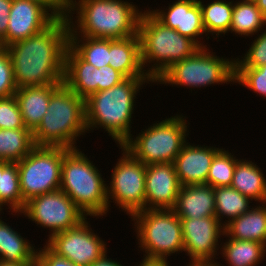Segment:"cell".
Masks as SVG:
<instances>
[{
	"label": "cell",
	"instance_id": "603a6c76",
	"mask_svg": "<svg viewBox=\"0 0 266 266\" xmlns=\"http://www.w3.org/2000/svg\"><path fill=\"white\" fill-rule=\"evenodd\" d=\"M224 238L257 241L266 246V203L253 206L224 226Z\"/></svg>",
	"mask_w": 266,
	"mask_h": 266
},
{
	"label": "cell",
	"instance_id": "e575fe53",
	"mask_svg": "<svg viewBox=\"0 0 266 266\" xmlns=\"http://www.w3.org/2000/svg\"><path fill=\"white\" fill-rule=\"evenodd\" d=\"M264 31V32H263ZM257 34L245 55L235 58V67H260L266 65V28ZM243 58V59H242Z\"/></svg>",
	"mask_w": 266,
	"mask_h": 266
},
{
	"label": "cell",
	"instance_id": "8fae6325",
	"mask_svg": "<svg viewBox=\"0 0 266 266\" xmlns=\"http://www.w3.org/2000/svg\"><path fill=\"white\" fill-rule=\"evenodd\" d=\"M122 157L113 166L111 181L107 183L108 211L110 202L121 208L126 215L145 210L146 165L136 159L122 145H119ZM110 185V186H109ZM113 200V201H111Z\"/></svg>",
	"mask_w": 266,
	"mask_h": 266
},
{
	"label": "cell",
	"instance_id": "e0dca14e",
	"mask_svg": "<svg viewBox=\"0 0 266 266\" xmlns=\"http://www.w3.org/2000/svg\"><path fill=\"white\" fill-rule=\"evenodd\" d=\"M150 8L152 9V7H149V11L165 26L190 38L200 47H207L205 41H201L203 35L206 36L207 34L203 26L202 12L198 0L173 1L166 8L163 7L164 10L162 7L161 9L156 8V10Z\"/></svg>",
	"mask_w": 266,
	"mask_h": 266
},
{
	"label": "cell",
	"instance_id": "44dd1931",
	"mask_svg": "<svg viewBox=\"0 0 266 266\" xmlns=\"http://www.w3.org/2000/svg\"><path fill=\"white\" fill-rule=\"evenodd\" d=\"M61 84L21 87L14 94L17 99L24 126L32 132L47 112L52 93Z\"/></svg>",
	"mask_w": 266,
	"mask_h": 266
},
{
	"label": "cell",
	"instance_id": "ba28073f",
	"mask_svg": "<svg viewBox=\"0 0 266 266\" xmlns=\"http://www.w3.org/2000/svg\"><path fill=\"white\" fill-rule=\"evenodd\" d=\"M130 218L144 258L167 260L184 252L181 220L172 209H145Z\"/></svg>",
	"mask_w": 266,
	"mask_h": 266
},
{
	"label": "cell",
	"instance_id": "7a4b0ae2",
	"mask_svg": "<svg viewBox=\"0 0 266 266\" xmlns=\"http://www.w3.org/2000/svg\"><path fill=\"white\" fill-rule=\"evenodd\" d=\"M142 12L127 0H68L69 36L129 38L138 34Z\"/></svg>",
	"mask_w": 266,
	"mask_h": 266
},
{
	"label": "cell",
	"instance_id": "f6af8a7d",
	"mask_svg": "<svg viewBox=\"0 0 266 266\" xmlns=\"http://www.w3.org/2000/svg\"><path fill=\"white\" fill-rule=\"evenodd\" d=\"M36 264L11 263L0 261V266H35Z\"/></svg>",
	"mask_w": 266,
	"mask_h": 266
},
{
	"label": "cell",
	"instance_id": "d6986e66",
	"mask_svg": "<svg viewBox=\"0 0 266 266\" xmlns=\"http://www.w3.org/2000/svg\"><path fill=\"white\" fill-rule=\"evenodd\" d=\"M220 149L187 141L173 162L180 185L207 184L211 162Z\"/></svg>",
	"mask_w": 266,
	"mask_h": 266
},
{
	"label": "cell",
	"instance_id": "8d00e7d4",
	"mask_svg": "<svg viewBox=\"0 0 266 266\" xmlns=\"http://www.w3.org/2000/svg\"><path fill=\"white\" fill-rule=\"evenodd\" d=\"M10 55L4 47L0 50V98L14 96L17 90Z\"/></svg>",
	"mask_w": 266,
	"mask_h": 266
},
{
	"label": "cell",
	"instance_id": "4316f807",
	"mask_svg": "<svg viewBox=\"0 0 266 266\" xmlns=\"http://www.w3.org/2000/svg\"><path fill=\"white\" fill-rule=\"evenodd\" d=\"M264 25L266 27V16L257 8L254 0H233L230 33L252 37L261 32Z\"/></svg>",
	"mask_w": 266,
	"mask_h": 266
},
{
	"label": "cell",
	"instance_id": "7c38bea8",
	"mask_svg": "<svg viewBox=\"0 0 266 266\" xmlns=\"http://www.w3.org/2000/svg\"><path fill=\"white\" fill-rule=\"evenodd\" d=\"M29 221L49 231V237L61 231L76 227L87 216L75 205L71 198L61 189L40 194L29 201L22 212Z\"/></svg>",
	"mask_w": 266,
	"mask_h": 266
},
{
	"label": "cell",
	"instance_id": "ffe728a7",
	"mask_svg": "<svg viewBox=\"0 0 266 266\" xmlns=\"http://www.w3.org/2000/svg\"><path fill=\"white\" fill-rule=\"evenodd\" d=\"M172 211L180 218L215 216V192L208 184L181 186Z\"/></svg>",
	"mask_w": 266,
	"mask_h": 266
},
{
	"label": "cell",
	"instance_id": "5bb4252c",
	"mask_svg": "<svg viewBox=\"0 0 266 266\" xmlns=\"http://www.w3.org/2000/svg\"><path fill=\"white\" fill-rule=\"evenodd\" d=\"M125 79L126 77L112 66L95 68L70 46L67 47L63 83L79 97L87 99L91 94L107 90Z\"/></svg>",
	"mask_w": 266,
	"mask_h": 266
},
{
	"label": "cell",
	"instance_id": "3957f363",
	"mask_svg": "<svg viewBox=\"0 0 266 266\" xmlns=\"http://www.w3.org/2000/svg\"><path fill=\"white\" fill-rule=\"evenodd\" d=\"M149 82L155 84L150 78H126L116 86L91 94L85 99L87 131L103 128L117 146L122 145L132 135L136 96Z\"/></svg>",
	"mask_w": 266,
	"mask_h": 266
},
{
	"label": "cell",
	"instance_id": "60d3db41",
	"mask_svg": "<svg viewBox=\"0 0 266 266\" xmlns=\"http://www.w3.org/2000/svg\"><path fill=\"white\" fill-rule=\"evenodd\" d=\"M107 253L108 252L106 251L98 260L93 262L90 266H124L120 262L114 259L112 260V258H110Z\"/></svg>",
	"mask_w": 266,
	"mask_h": 266
},
{
	"label": "cell",
	"instance_id": "d590c367",
	"mask_svg": "<svg viewBox=\"0 0 266 266\" xmlns=\"http://www.w3.org/2000/svg\"><path fill=\"white\" fill-rule=\"evenodd\" d=\"M24 126L15 96L0 98V129H19Z\"/></svg>",
	"mask_w": 266,
	"mask_h": 266
},
{
	"label": "cell",
	"instance_id": "277c9868",
	"mask_svg": "<svg viewBox=\"0 0 266 266\" xmlns=\"http://www.w3.org/2000/svg\"><path fill=\"white\" fill-rule=\"evenodd\" d=\"M87 132L85 99L62 83L51 95L47 112L33 131L35 146L78 148Z\"/></svg>",
	"mask_w": 266,
	"mask_h": 266
},
{
	"label": "cell",
	"instance_id": "52a82bcc",
	"mask_svg": "<svg viewBox=\"0 0 266 266\" xmlns=\"http://www.w3.org/2000/svg\"><path fill=\"white\" fill-rule=\"evenodd\" d=\"M187 121L182 114L166 117L148 125L136 137L131 135L122 146L145 165L173 163L188 141L190 124Z\"/></svg>",
	"mask_w": 266,
	"mask_h": 266
},
{
	"label": "cell",
	"instance_id": "d6a6232c",
	"mask_svg": "<svg viewBox=\"0 0 266 266\" xmlns=\"http://www.w3.org/2000/svg\"><path fill=\"white\" fill-rule=\"evenodd\" d=\"M237 158L235 153H230L229 150L221 148L211 162L207 184L213 188L231 186L234 169L237 162L241 159Z\"/></svg>",
	"mask_w": 266,
	"mask_h": 266
},
{
	"label": "cell",
	"instance_id": "484cf974",
	"mask_svg": "<svg viewBox=\"0 0 266 266\" xmlns=\"http://www.w3.org/2000/svg\"><path fill=\"white\" fill-rule=\"evenodd\" d=\"M219 254L228 266H258L266 257V246L250 240L228 238L220 244Z\"/></svg>",
	"mask_w": 266,
	"mask_h": 266
},
{
	"label": "cell",
	"instance_id": "5b68a950",
	"mask_svg": "<svg viewBox=\"0 0 266 266\" xmlns=\"http://www.w3.org/2000/svg\"><path fill=\"white\" fill-rule=\"evenodd\" d=\"M138 35L142 67L153 82L175 62L182 61L201 48L195 41L165 26L149 9L141 14Z\"/></svg>",
	"mask_w": 266,
	"mask_h": 266
},
{
	"label": "cell",
	"instance_id": "836d02e7",
	"mask_svg": "<svg viewBox=\"0 0 266 266\" xmlns=\"http://www.w3.org/2000/svg\"><path fill=\"white\" fill-rule=\"evenodd\" d=\"M235 83L266 97V65L256 68L235 67Z\"/></svg>",
	"mask_w": 266,
	"mask_h": 266
},
{
	"label": "cell",
	"instance_id": "f35d334b",
	"mask_svg": "<svg viewBox=\"0 0 266 266\" xmlns=\"http://www.w3.org/2000/svg\"><path fill=\"white\" fill-rule=\"evenodd\" d=\"M43 6L55 19H67L68 0H30Z\"/></svg>",
	"mask_w": 266,
	"mask_h": 266
},
{
	"label": "cell",
	"instance_id": "ab89813d",
	"mask_svg": "<svg viewBox=\"0 0 266 266\" xmlns=\"http://www.w3.org/2000/svg\"><path fill=\"white\" fill-rule=\"evenodd\" d=\"M13 0H0V40L7 34L9 13Z\"/></svg>",
	"mask_w": 266,
	"mask_h": 266
},
{
	"label": "cell",
	"instance_id": "6da1fadb",
	"mask_svg": "<svg viewBox=\"0 0 266 266\" xmlns=\"http://www.w3.org/2000/svg\"><path fill=\"white\" fill-rule=\"evenodd\" d=\"M69 32L67 19H56L44 31L6 47L17 88L63 83Z\"/></svg>",
	"mask_w": 266,
	"mask_h": 266
},
{
	"label": "cell",
	"instance_id": "7402d4cb",
	"mask_svg": "<svg viewBox=\"0 0 266 266\" xmlns=\"http://www.w3.org/2000/svg\"><path fill=\"white\" fill-rule=\"evenodd\" d=\"M109 65L126 78H149L142 67L138 34L125 39H110Z\"/></svg>",
	"mask_w": 266,
	"mask_h": 266
},
{
	"label": "cell",
	"instance_id": "cb8c5ba5",
	"mask_svg": "<svg viewBox=\"0 0 266 266\" xmlns=\"http://www.w3.org/2000/svg\"><path fill=\"white\" fill-rule=\"evenodd\" d=\"M266 176L257 163L251 160L240 159L233 173L231 187L242 195L256 201L266 203Z\"/></svg>",
	"mask_w": 266,
	"mask_h": 266
},
{
	"label": "cell",
	"instance_id": "7bdbcfd3",
	"mask_svg": "<svg viewBox=\"0 0 266 266\" xmlns=\"http://www.w3.org/2000/svg\"><path fill=\"white\" fill-rule=\"evenodd\" d=\"M219 263L217 261L189 262L187 266H221L222 264Z\"/></svg>",
	"mask_w": 266,
	"mask_h": 266
},
{
	"label": "cell",
	"instance_id": "ee69618b",
	"mask_svg": "<svg viewBox=\"0 0 266 266\" xmlns=\"http://www.w3.org/2000/svg\"><path fill=\"white\" fill-rule=\"evenodd\" d=\"M257 8L266 16V0H254Z\"/></svg>",
	"mask_w": 266,
	"mask_h": 266
},
{
	"label": "cell",
	"instance_id": "1f68e13d",
	"mask_svg": "<svg viewBox=\"0 0 266 266\" xmlns=\"http://www.w3.org/2000/svg\"><path fill=\"white\" fill-rule=\"evenodd\" d=\"M9 209L11 214L22 212L26 203L22 198L19 183V171L17 163H9L2 172H0V212L3 207Z\"/></svg>",
	"mask_w": 266,
	"mask_h": 266
},
{
	"label": "cell",
	"instance_id": "f546056e",
	"mask_svg": "<svg viewBox=\"0 0 266 266\" xmlns=\"http://www.w3.org/2000/svg\"><path fill=\"white\" fill-rule=\"evenodd\" d=\"M213 189L215 192V216L224 226L252 208L249 205L252 200L231 186ZM223 217L228 220L224 221Z\"/></svg>",
	"mask_w": 266,
	"mask_h": 266
},
{
	"label": "cell",
	"instance_id": "74e56055",
	"mask_svg": "<svg viewBox=\"0 0 266 266\" xmlns=\"http://www.w3.org/2000/svg\"><path fill=\"white\" fill-rule=\"evenodd\" d=\"M38 249L36 253V266H77L70 260L57 256L46 245Z\"/></svg>",
	"mask_w": 266,
	"mask_h": 266
},
{
	"label": "cell",
	"instance_id": "9a60e30c",
	"mask_svg": "<svg viewBox=\"0 0 266 266\" xmlns=\"http://www.w3.org/2000/svg\"><path fill=\"white\" fill-rule=\"evenodd\" d=\"M180 220L184 252L189 256V261H217L221 246L219 243L222 242L221 237L225 234L224 225L218 218L213 216Z\"/></svg>",
	"mask_w": 266,
	"mask_h": 266
},
{
	"label": "cell",
	"instance_id": "4dcf8cb0",
	"mask_svg": "<svg viewBox=\"0 0 266 266\" xmlns=\"http://www.w3.org/2000/svg\"><path fill=\"white\" fill-rule=\"evenodd\" d=\"M69 46L95 68L109 65L110 39L69 36Z\"/></svg>",
	"mask_w": 266,
	"mask_h": 266
},
{
	"label": "cell",
	"instance_id": "9c48e42d",
	"mask_svg": "<svg viewBox=\"0 0 266 266\" xmlns=\"http://www.w3.org/2000/svg\"><path fill=\"white\" fill-rule=\"evenodd\" d=\"M201 47L193 55L175 62L154 83L176 87L192 88L209 87L216 84L233 85L235 78V58H223Z\"/></svg>",
	"mask_w": 266,
	"mask_h": 266
},
{
	"label": "cell",
	"instance_id": "bcb514c9",
	"mask_svg": "<svg viewBox=\"0 0 266 266\" xmlns=\"http://www.w3.org/2000/svg\"><path fill=\"white\" fill-rule=\"evenodd\" d=\"M9 163H10V162H8V161L0 160V172H2L3 169H4Z\"/></svg>",
	"mask_w": 266,
	"mask_h": 266
},
{
	"label": "cell",
	"instance_id": "30bf717a",
	"mask_svg": "<svg viewBox=\"0 0 266 266\" xmlns=\"http://www.w3.org/2000/svg\"><path fill=\"white\" fill-rule=\"evenodd\" d=\"M64 147L35 146L21 161L16 162L22 198L30 199L60 189Z\"/></svg>",
	"mask_w": 266,
	"mask_h": 266
},
{
	"label": "cell",
	"instance_id": "4fadbf2b",
	"mask_svg": "<svg viewBox=\"0 0 266 266\" xmlns=\"http://www.w3.org/2000/svg\"><path fill=\"white\" fill-rule=\"evenodd\" d=\"M45 242L53 253L77 266H90L108 249L106 242L91 229L87 217L76 227L53 234Z\"/></svg>",
	"mask_w": 266,
	"mask_h": 266
},
{
	"label": "cell",
	"instance_id": "7dc6e473",
	"mask_svg": "<svg viewBox=\"0 0 266 266\" xmlns=\"http://www.w3.org/2000/svg\"><path fill=\"white\" fill-rule=\"evenodd\" d=\"M3 48H4V46L2 44V41L0 40V50L3 49Z\"/></svg>",
	"mask_w": 266,
	"mask_h": 266
},
{
	"label": "cell",
	"instance_id": "83f0119b",
	"mask_svg": "<svg viewBox=\"0 0 266 266\" xmlns=\"http://www.w3.org/2000/svg\"><path fill=\"white\" fill-rule=\"evenodd\" d=\"M202 12V22L207 34L206 40L217 39L222 34L229 33L232 22L233 0H213L206 4L198 0ZM209 35V36H208ZM217 37V38H216Z\"/></svg>",
	"mask_w": 266,
	"mask_h": 266
},
{
	"label": "cell",
	"instance_id": "f1b7e54d",
	"mask_svg": "<svg viewBox=\"0 0 266 266\" xmlns=\"http://www.w3.org/2000/svg\"><path fill=\"white\" fill-rule=\"evenodd\" d=\"M34 147L33 132L30 129H0V160L19 162Z\"/></svg>",
	"mask_w": 266,
	"mask_h": 266
},
{
	"label": "cell",
	"instance_id": "b9f144b4",
	"mask_svg": "<svg viewBox=\"0 0 266 266\" xmlns=\"http://www.w3.org/2000/svg\"><path fill=\"white\" fill-rule=\"evenodd\" d=\"M167 261L168 260L143 258L139 265L135 264L134 266H169L170 263Z\"/></svg>",
	"mask_w": 266,
	"mask_h": 266
},
{
	"label": "cell",
	"instance_id": "d4e9b609",
	"mask_svg": "<svg viewBox=\"0 0 266 266\" xmlns=\"http://www.w3.org/2000/svg\"><path fill=\"white\" fill-rule=\"evenodd\" d=\"M2 218L0 217V261L36 264L37 249L34 248V244H30L28 239L21 236Z\"/></svg>",
	"mask_w": 266,
	"mask_h": 266
},
{
	"label": "cell",
	"instance_id": "ac0fdd59",
	"mask_svg": "<svg viewBox=\"0 0 266 266\" xmlns=\"http://www.w3.org/2000/svg\"><path fill=\"white\" fill-rule=\"evenodd\" d=\"M180 188L173 163L146 165L145 209H172Z\"/></svg>",
	"mask_w": 266,
	"mask_h": 266
},
{
	"label": "cell",
	"instance_id": "8992f818",
	"mask_svg": "<svg viewBox=\"0 0 266 266\" xmlns=\"http://www.w3.org/2000/svg\"><path fill=\"white\" fill-rule=\"evenodd\" d=\"M107 179L79 148L63 157L61 186L75 205L88 217L100 218L108 212ZM95 216V217H94Z\"/></svg>",
	"mask_w": 266,
	"mask_h": 266
},
{
	"label": "cell",
	"instance_id": "2e32d148",
	"mask_svg": "<svg viewBox=\"0 0 266 266\" xmlns=\"http://www.w3.org/2000/svg\"><path fill=\"white\" fill-rule=\"evenodd\" d=\"M56 19L40 4L30 0H13L7 34L1 40L4 47L36 35Z\"/></svg>",
	"mask_w": 266,
	"mask_h": 266
}]
</instances>
